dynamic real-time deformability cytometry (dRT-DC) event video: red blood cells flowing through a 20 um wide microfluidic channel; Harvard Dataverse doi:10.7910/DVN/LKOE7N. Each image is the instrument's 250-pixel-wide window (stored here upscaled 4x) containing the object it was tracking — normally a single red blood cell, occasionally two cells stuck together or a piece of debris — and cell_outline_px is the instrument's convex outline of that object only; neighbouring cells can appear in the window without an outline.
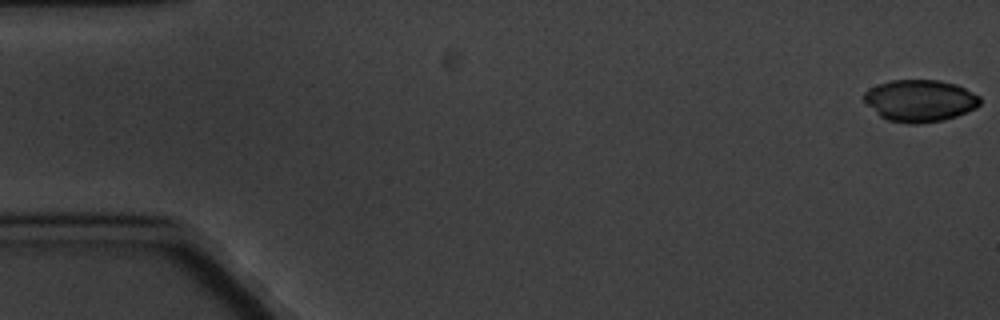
{"species": "common noctule bat (a hibernating species)", "species_latin": "Nyctalus noctula", "temperature_condition": "cold", "stored_images_in_passage": 2, "camera_frame_rate_fps": 3000, "um_per_image_px": 0.085, "animal": {"sex": "male", "body_mass_g": 20.1, "forearm_length_mm": 53.5}, "frame": {"image": 1, "passage_image": 1, "time_ms": 0.0, "image_size_px": [1000, 320], "cell_outline_px": [[980, 104], [976, 108], [956, 116], [944, 120], [916, 124], [908, 124], [888, 120], [880, 116], [864, 100], [864, 92], [868, 88], [892, 80], [940, 80], [956, 84], [980, 96]], "centroid_in_image_um": [78.21, 8.56], "position_along_channel_um": 6.8, "area_um2": 28.26}}